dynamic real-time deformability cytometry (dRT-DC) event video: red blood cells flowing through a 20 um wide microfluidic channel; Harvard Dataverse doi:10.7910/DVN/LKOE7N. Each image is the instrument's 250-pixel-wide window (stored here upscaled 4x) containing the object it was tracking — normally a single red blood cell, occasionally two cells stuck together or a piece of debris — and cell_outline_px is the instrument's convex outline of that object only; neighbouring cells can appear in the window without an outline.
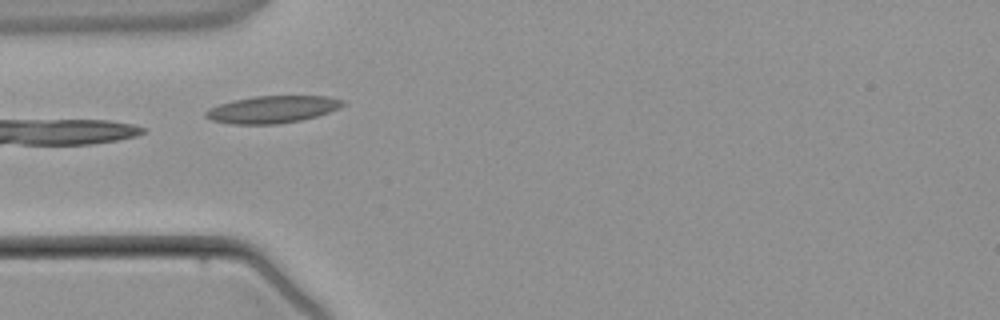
{"species": "common noctule bat (a hibernating species)", "species_latin": "Nyctalus noctula", "temperature_condition": "warm", "stored_images_in_passage": 3, "camera_frame_rate_fps": 3000, "um_per_image_px": 0.085, "animal": {"sex": "male", "body_mass_g": 21.5, "forearm_length_mm": 52.0}, "frame": {"image": 1, "passage_image": 1, "time_ms": 0.0, "image_size_px": [1000, 320], "cell_outline_px": [[344, 104], [340, 108], [316, 116], [300, 120], [280, 124], [232, 124], [212, 120], [204, 116], [204, 112], [208, 108], [232, 100], [256, 96], [328, 96], [344, 100]], "centroid_in_image_um": [23.14, 9.3], "position_along_channel_um": 61.9, "area_um2": 21.73}}
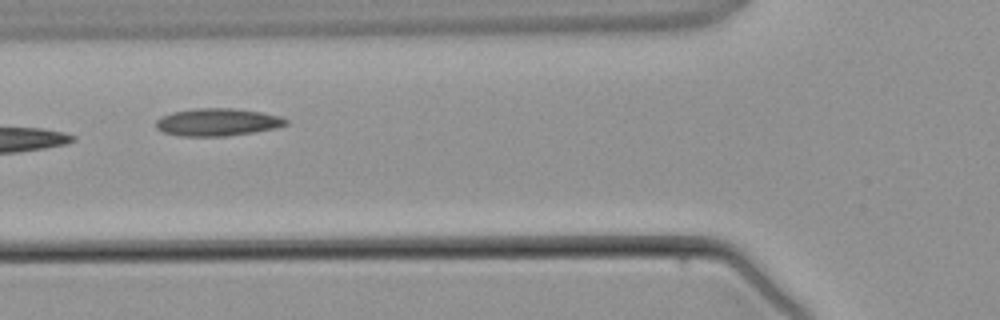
{"frame": {"image": 2, "passage_image": 2, "time_ms": 1.0, "image_size_px": [1000, 320], "cell_outline_px": [[288, 124], [272, 128], [252, 132], [228, 136], [180, 136], [164, 132], [156, 128], [156, 120], [160, 116], [172, 112], [196, 108], [232, 108], [260, 112], [280, 116], [288, 120]], "centroid_in_image_um": [18.44, 10.38], "position_along_channel_um": 107.4, "area_um2": 20.75}}